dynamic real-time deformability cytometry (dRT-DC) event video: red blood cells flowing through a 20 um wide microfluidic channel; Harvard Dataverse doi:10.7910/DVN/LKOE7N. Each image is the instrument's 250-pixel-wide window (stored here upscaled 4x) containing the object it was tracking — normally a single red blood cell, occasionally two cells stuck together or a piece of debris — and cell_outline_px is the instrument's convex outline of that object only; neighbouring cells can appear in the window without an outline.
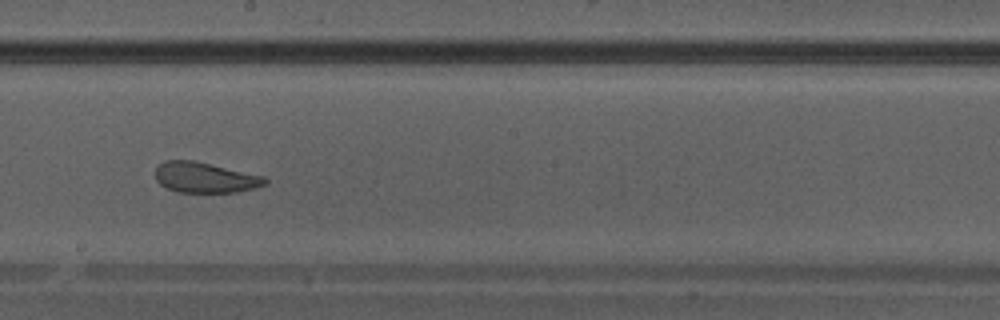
{"species": "Egyptian fruit bat (a non-hibernating species)", "species_latin": "Rousettus aegyptiacus", "temperature_condition": "warm", "stored_images_in_passage": 31, "camera_frame_rate_fps": 3000, "um_per_image_px": 0.085, "animal": {"sex": "male"}, "frame": {"image": 1, "passage_image": 14, "time_ms": 4.333, "image_size_px": [1000, 320], "cell_outline_px": [[268, 184], [256, 188], [236, 192], [176, 192], [160, 184], [156, 180], [156, 164], [164, 160], [192, 160], [264, 176], [268, 180]], "centroid_in_image_um": [17.42, 15.09], "position_along_channel_um": 230.8, "area_um2": 19.54}}